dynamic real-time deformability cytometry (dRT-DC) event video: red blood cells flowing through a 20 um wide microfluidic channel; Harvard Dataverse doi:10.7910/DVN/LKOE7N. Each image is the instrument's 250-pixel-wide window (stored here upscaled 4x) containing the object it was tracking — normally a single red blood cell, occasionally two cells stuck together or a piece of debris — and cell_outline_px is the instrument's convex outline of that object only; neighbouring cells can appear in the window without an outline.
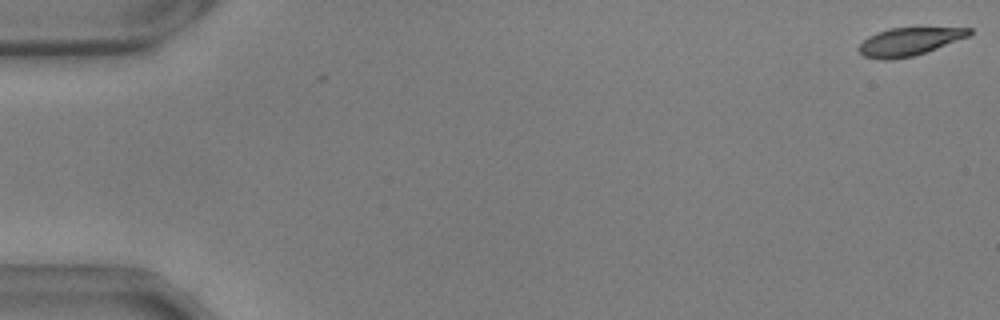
{"species": "common noctule bat (a hibernating species)", "species_latin": "Nyctalus noctula", "temperature_condition": "warm", "stored_images_in_passage": 56, "camera_frame_rate_fps": 3000, "um_per_image_px": 0.085, "animal": {"sex": "male", "body_mass_g": 17.9, "forearm_length_mm": 54.2}, "frame": {"image": 1, "passage_image": 1, "time_ms": 0.0, "image_size_px": [1000, 320], "cell_outline_px": [[972, 32], [968, 36], [936, 48], [912, 56], [892, 60], [880, 60], [864, 56], [856, 48], [868, 36], [876, 32], [888, 28], [972, 28]], "centroid_in_image_um": [77.21, 3.54], "position_along_channel_um": 7.8, "area_um2": 17.8}}
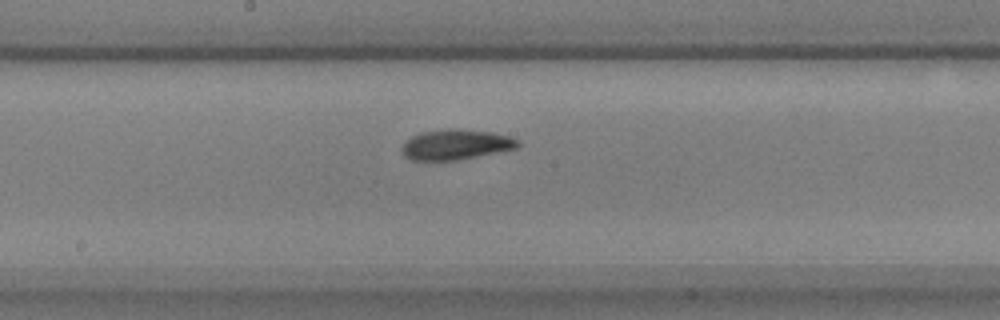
{"frame": {"image": 2, "passage_image": 30, "time_ms": 9.667, "image_size_px": [1000, 320], "cell_outline_px": [[520, 144], [516, 148], [460, 160], [412, 160], [404, 156], [400, 148], [412, 136], [420, 132], [448, 128], [456, 128], [492, 132], [508, 136], [520, 140]], "centroid_in_image_um": [38.74, 12.28], "position_along_channel_um": 209.5, "area_um2": 20.52}}
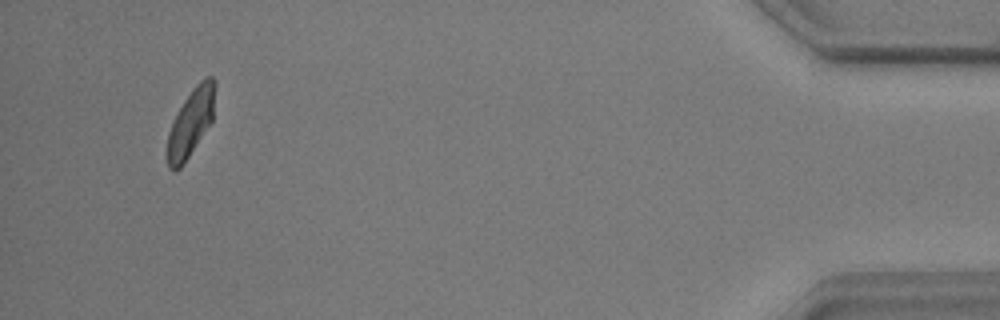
{"frame": {"image": 3, "passage_image": 53, "time_ms": 17.333, "image_size_px": [1000, 320], "cell_outline_px": [[216, 84], [212, 120], [184, 164], [180, 168], [168, 168], [164, 156], [164, 152], [168, 132], [184, 100], [196, 84], [200, 80], [208, 76], [212, 76], [216, 80]], "centroid_in_image_um": [16.19, 10.44], "position_along_channel_um": 419.0, "area_um2": 18.9}, "authors_computed_cell_mechanics": {"area_um2": 19.5653, "velocity_mm_per_s": 3.6502, "shape_relaxation_time_tau1_ms": 3.8793, "shape_relaxation_time_tau2_ms": 2.8779, "deformation_change_tau1": 0.1755, "deformation_change_tau2": 0.0869}}